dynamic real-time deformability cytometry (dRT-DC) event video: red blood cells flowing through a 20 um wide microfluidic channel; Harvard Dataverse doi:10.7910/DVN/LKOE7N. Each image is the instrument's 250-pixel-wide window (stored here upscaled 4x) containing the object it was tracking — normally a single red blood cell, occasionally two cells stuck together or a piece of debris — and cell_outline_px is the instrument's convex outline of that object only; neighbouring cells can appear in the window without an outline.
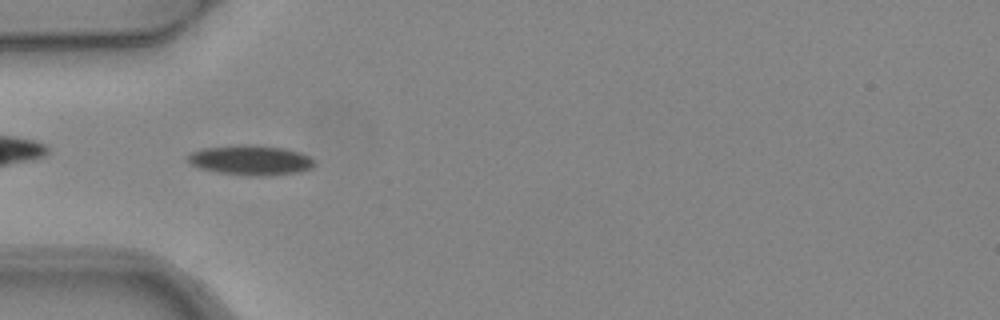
{"species": "common noctule bat (a hibernating species)", "species_latin": "Nyctalus noctula", "temperature_condition": "warm", "stored_images_in_passage": 6, "camera_frame_rate_fps": 3000, "um_per_image_px": 0.085, "animal": {"sex": "female", "body_mass_g": 24.6, "forearm_length_mm": 56.2}, "frame": {"image": 1, "passage_image": 4, "time_ms": 1.0, "image_size_px": [1000, 320], "cell_outline_px": [[312, 168], [300, 172], [264, 176], [244, 176], [216, 172], [200, 168], [192, 164], [184, 156], [200, 148], [252, 144], [284, 148], [300, 152], [308, 156], [312, 160]], "centroid_in_image_um": [21.26, 13.62], "position_along_channel_um": 63.7, "area_um2": 22.14}}
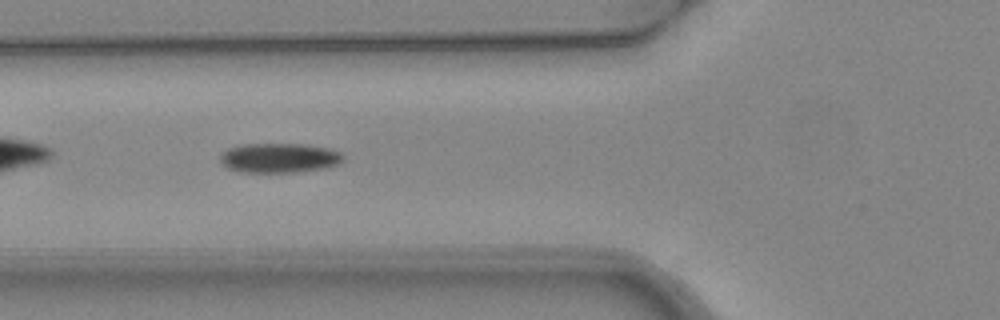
{"frame": {"image": 2, "passage_image": 5, "time_ms": 1.333, "image_size_px": [1000, 320], "cell_outline_px": [[344, 156], [340, 164], [328, 168], [296, 172], [240, 172], [228, 168], [220, 160], [220, 152], [228, 148], [244, 144], [304, 144], [328, 148], [340, 152]], "centroid_in_image_um": [23.75, 13.42], "position_along_channel_um": 102.0, "area_um2": 21.39}}
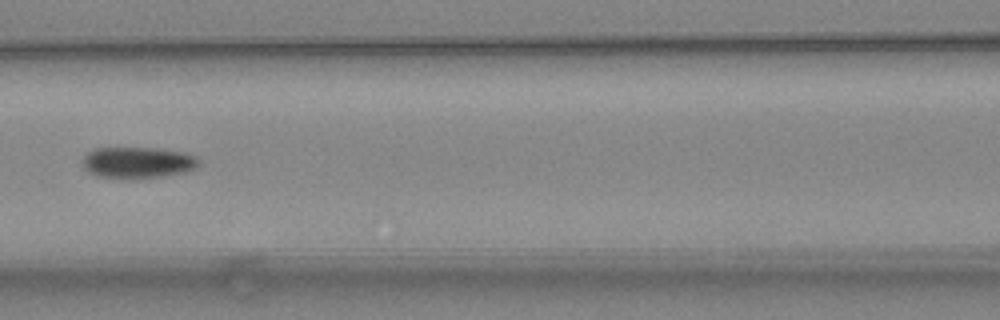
{"frame": {"image": 3, "passage_image": 6, "time_ms": 1.667, "image_size_px": [1000, 320], "cell_outline_px": [[200, 164], [184, 172], [160, 176], [96, 176], [88, 172], [84, 168], [84, 156], [88, 152], [96, 148], [156, 148], [188, 152], [196, 156], [200, 160]], "centroid_in_image_um": [11.75, 13.77], "position_along_channel_um": 154.9, "area_um2": 20.52}}